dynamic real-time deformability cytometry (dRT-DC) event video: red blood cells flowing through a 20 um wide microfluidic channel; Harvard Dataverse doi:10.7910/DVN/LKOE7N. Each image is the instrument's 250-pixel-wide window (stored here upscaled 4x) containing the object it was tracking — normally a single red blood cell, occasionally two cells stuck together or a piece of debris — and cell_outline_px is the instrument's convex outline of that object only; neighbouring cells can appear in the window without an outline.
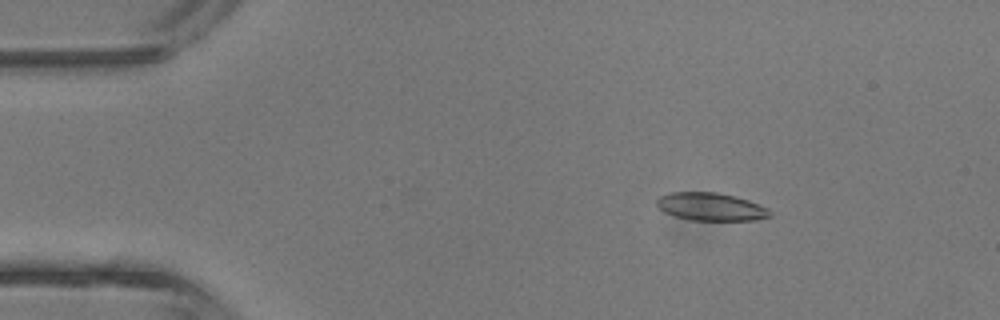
{"species": "common noctule bat (a hibernating species)", "species_latin": "Nyctalus noctula", "temperature_condition": "room temperature", "stored_images_in_passage": 4, "camera_frame_rate_fps": 3000, "um_per_image_px": 0.085, "animal": {"sex": "male", "body_mass_g": 13.3}, "frame": {"image": 1, "passage_image": 1, "time_ms": 0.0, "image_size_px": [1000, 320], "cell_outline_px": [[772, 216], [756, 220], [692, 220], [676, 216], [664, 212], [656, 204], [656, 200], [660, 196], [668, 192], [716, 192], [736, 196], [748, 200], [768, 208], [772, 212]], "centroid_in_image_um": [60.44, 17.56], "position_along_channel_um": 24.6, "area_um2": 18.44}}
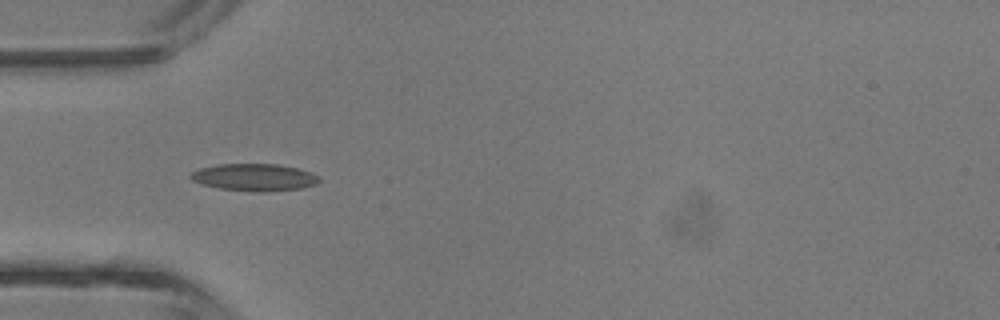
{"frame": {"image": 2, "passage_image": 3, "time_ms": 2.333, "image_size_px": [1000, 320], "cell_outline_px": [[320, 180], [316, 184], [300, 188], [264, 192], [248, 192], [220, 188], [200, 184], [192, 180], [188, 176], [192, 172], [200, 168], [216, 164], [276, 164], [300, 168], [312, 172], [320, 176]], "centroid_in_image_um": [21.62, 15.07], "position_along_channel_um": 63.4, "area_um2": 20.63}}
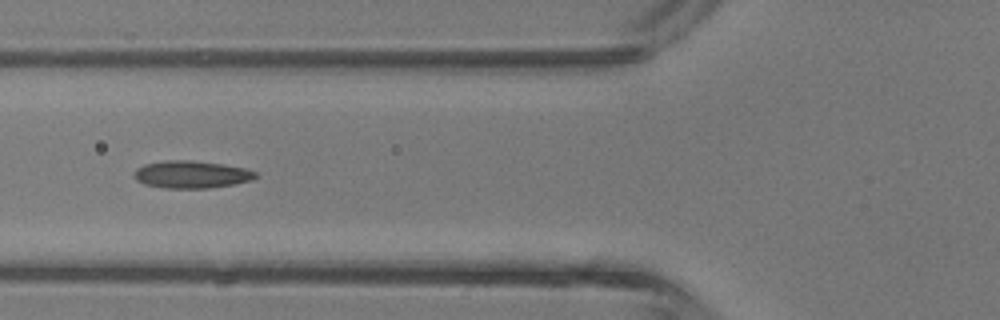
{"frame": {"image": 3, "passage_image": 4, "time_ms": 3.333, "image_size_px": [1000, 320], "cell_outline_px": [[260, 176], [252, 180], [236, 184], [208, 188], [164, 188], [144, 184], [136, 180], [132, 176], [132, 172], [136, 168], [144, 164], [164, 160], [192, 160], [224, 164], [244, 168], [256, 172]], "centroid_in_image_um": [16.26, 14.82], "position_along_channel_um": 109.5, "area_um2": 19.77}}